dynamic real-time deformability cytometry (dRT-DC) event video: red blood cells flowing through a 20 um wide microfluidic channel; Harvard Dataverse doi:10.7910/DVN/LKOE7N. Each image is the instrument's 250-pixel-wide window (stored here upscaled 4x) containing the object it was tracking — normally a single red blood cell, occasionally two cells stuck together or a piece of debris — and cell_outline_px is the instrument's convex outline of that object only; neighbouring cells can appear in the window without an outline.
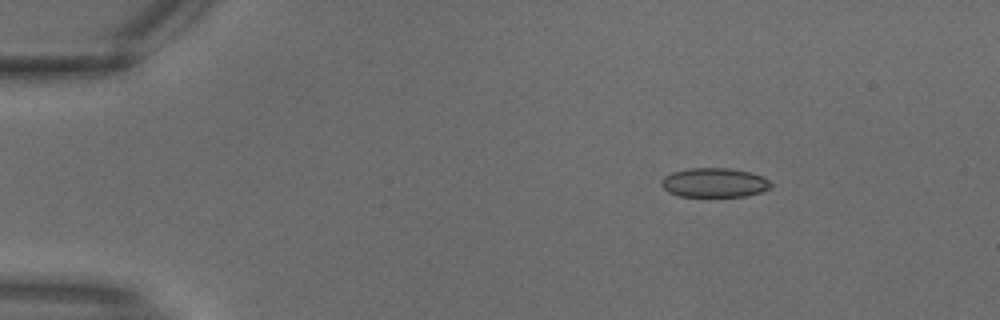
{"species": "common noctule bat (a hibernating species)", "species_latin": "Nyctalus noctula", "temperature_condition": "warm", "stored_images_in_passage": 2, "camera_frame_rate_fps": 3000, "um_per_image_px": 0.085, "animal": {"sex": "male", "body_mass_g": 18.8}, "frame": {"image": 1, "passage_image": 1, "time_ms": 0.0, "image_size_px": [1000, 320], "cell_outline_px": [[772, 188], [760, 192], [744, 196], [676, 196], [668, 192], [660, 184], [660, 180], [664, 176], [672, 172], [688, 168], [728, 168], [748, 172], [760, 176], [768, 180], [772, 184]], "centroid_in_image_um": [60.67, 15.52], "position_along_channel_um": 24.3, "area_um2": 18.67}}